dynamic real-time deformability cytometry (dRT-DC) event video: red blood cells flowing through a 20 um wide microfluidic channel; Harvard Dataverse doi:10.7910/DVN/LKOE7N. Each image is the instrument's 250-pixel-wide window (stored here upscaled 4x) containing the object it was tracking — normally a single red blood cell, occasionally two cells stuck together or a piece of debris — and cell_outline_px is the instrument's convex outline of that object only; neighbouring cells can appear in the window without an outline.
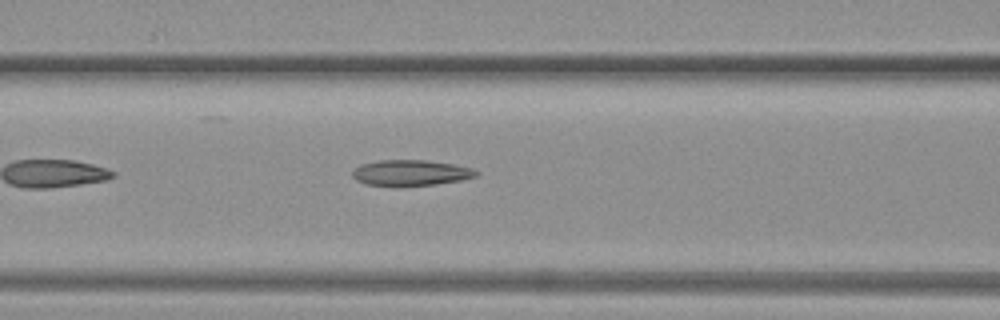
{"species": "common noctule bat (a hibernating species)", "species_latin": "Nyctalus noctula", "temperature_condition": "warm", "stored_images_in_passage": 34, "camera_frame_rate_fps": 3000, "um_per_image_px": 0.085, "animal": {"sex": "female", "body_mass_g": 19.3, "forearm_length_mm": 54.1}, "frame": {"image": 1, "passage_image": 7, "time_ms": 2.0, "image_size_px": [1000, 320], "cell_outline_px": [[480, 172], [476, 176], [464, 180], [436, 184], [364, 184], [356, 180], [352, 176], [352, 168], [360, 164], [380, 160], [428, 160], [452, 164], [472, 168]], "centroid_in_image_um": [34.92, 14.66], "position_along_channel_um": 131.7, "area_um2": 18.26}}
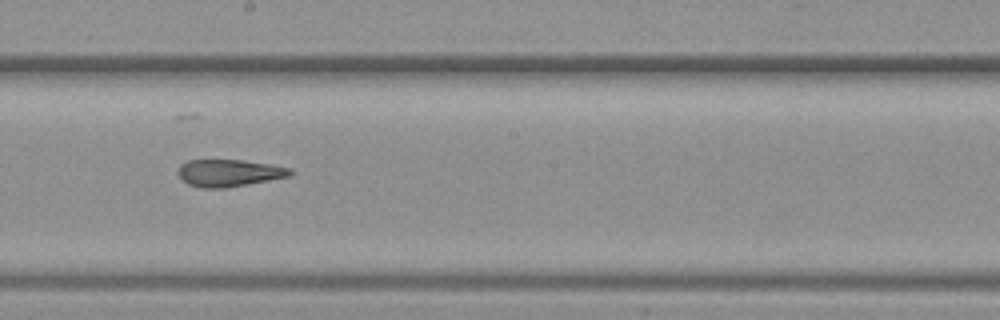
{"frame": {"image": 2, "passage_image": 14, "time_ms": 4.333, "image_size_px": [1000, 320], "cell_outline_px": [[292, 172], [288, 176], [268, 180], [224, 188], [200, 188], [188, 184], [176, 172], [180, 164], [188, 160], [244, 160], [272, 164], [292, 168]], "centroid_in_image_um": [19.44, 14.69], "position_along_channel_um": 228.8, "area_um2": 17.69}}
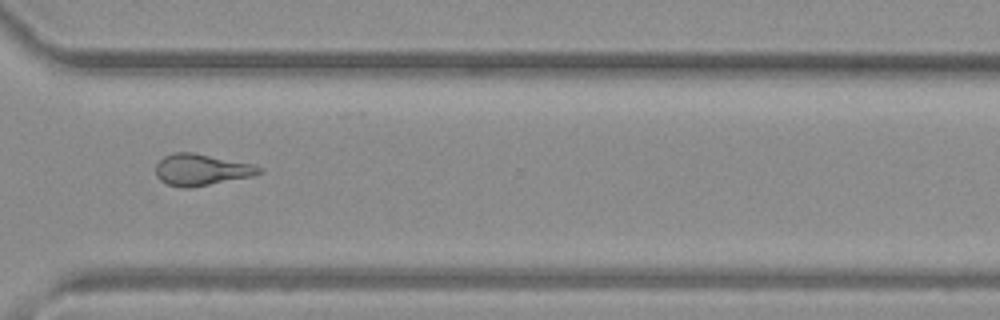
{"frame": {"image": 3, "passage_image": 23, "time_ms": 7.333, "image_size_px": [1000, 320], "cell_outline_px": [[264, 172], [252, 176], [188, 188], [180, 188], [168, 184], [160, 180], [156, 176], [156, 164], [164, 156], [172, 152], [192, 152], [252, 164], [264, 168]], "centroid_in_image_um": [17.11, 14.42], "position_along_channel_um": 353.5, "area_um2": 18.9}}